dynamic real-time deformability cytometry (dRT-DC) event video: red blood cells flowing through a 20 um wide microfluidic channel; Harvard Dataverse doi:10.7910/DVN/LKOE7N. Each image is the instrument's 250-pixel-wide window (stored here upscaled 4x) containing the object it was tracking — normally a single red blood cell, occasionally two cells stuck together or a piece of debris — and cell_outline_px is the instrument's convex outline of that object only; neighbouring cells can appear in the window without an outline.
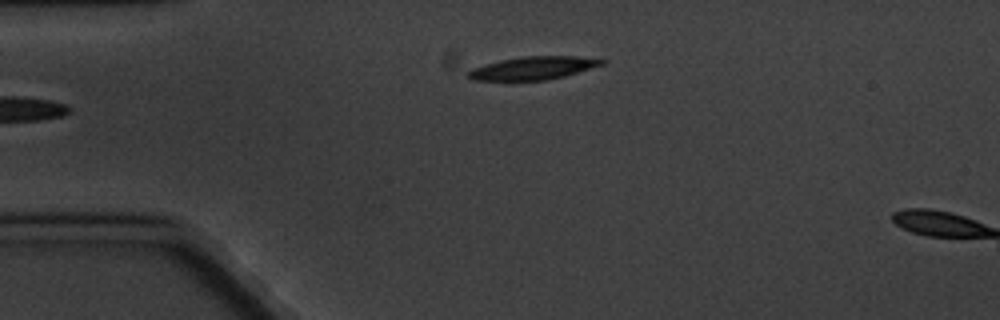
{"species": "common noctule bat (a hibernating species)", "species_latin": "Nyctalus noctula", "temperature_condition": "cold", "stored_images_in_passage": 3, "camera_frame_rate_fps": 3000, "um_per_image_px": 0.085, "animal": {"sex": "male", "body_mass_g": 20.1, "forearm_length_mm": 53.5}, "frame": {"image": 1, "passage_image": 3, "time_ms": 2.333, "image_size_px": [1000, 320], "cell_outline_px": [[608, 60], [604, 64], [564, 76], [548, 80], [472, 80], [464, 76], [464, 72], [472, 68], [500, 60], [520, 56], [576, 56]], "centroid_in_image_um": [45.26, 5.78], "position_along_channel_um": 39.7, "area_um2": 18.03}}